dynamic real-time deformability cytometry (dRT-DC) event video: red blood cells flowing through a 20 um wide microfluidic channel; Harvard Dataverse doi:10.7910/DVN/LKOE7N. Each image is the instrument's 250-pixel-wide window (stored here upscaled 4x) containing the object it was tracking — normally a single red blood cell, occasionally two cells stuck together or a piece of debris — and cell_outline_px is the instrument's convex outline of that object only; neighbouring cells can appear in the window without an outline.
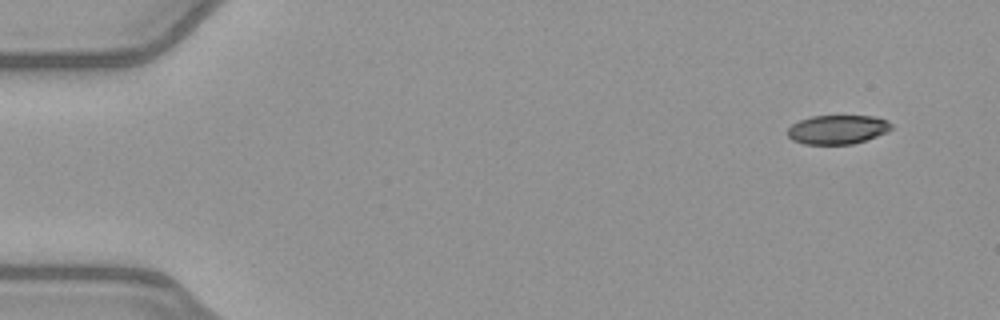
{"species": "common noctule bat (a hibernating species)", "species_latin": "Nyctalus noctula", "temperature_condition": "warm", "stored_images_in_passage": 7, "camera_frame_rate_fps": 3000, "um_per_image_px": 0.085, "animal": {"sex": "female", "body_mass_g": 21.9}, "frame": {"image": 1, "passage_image": 1, "time_ms": 0.0, "image_size_px": [1000, 320], "cell_outline_px": [[892, 128], [888, 132], [852, 144], [804, 144], [792, 140], [788, 136], [788, 128], [792, 124], [800, 120], [812, 116], [872, 116], [888, 120], [892, 124]], "centroid_in_image_um": [71.19, 11.01], "position_along_channel_um": 13.8, "area_um2": 17.51}}